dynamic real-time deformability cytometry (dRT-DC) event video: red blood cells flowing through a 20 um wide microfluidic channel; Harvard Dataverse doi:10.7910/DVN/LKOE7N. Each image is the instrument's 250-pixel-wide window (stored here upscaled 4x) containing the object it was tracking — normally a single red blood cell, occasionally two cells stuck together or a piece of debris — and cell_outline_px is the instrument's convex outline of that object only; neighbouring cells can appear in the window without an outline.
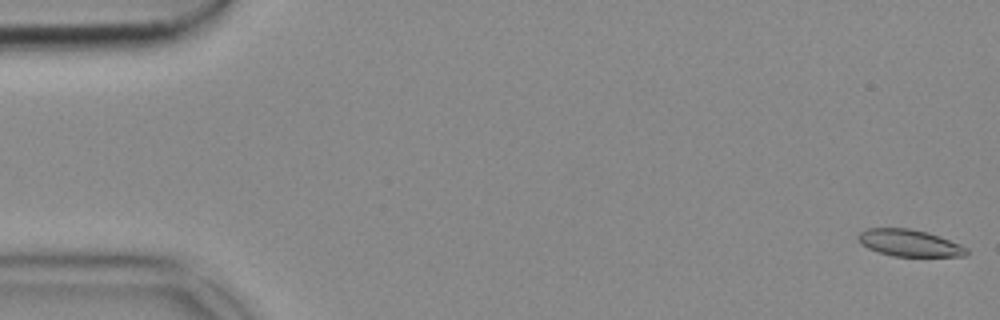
{"species": "common noctule bat (a hibernating species)", "species_latin": "Nyctalus noctula", "temperature_condition": "cold", "stored_images_in_passage": 53, "camera_frame_rate_fps": 3000, "um_per_image_px": 0.085, "animal": {"sex": "female", "body_mass_g": 18.4}, "frame": {"image": 1, "passage_image": 1, "time_ms": 0.0, "image_size_px": [1000, 320], "cell_outline_px": [[968, 256], [892, 256], [868, 248], [860, 244], [856, 236], [860, 232], [868, 228], [908, 228], [940, 236], [960, 244], [968, 248]], "centroid_in_image_um": [77.29, 20.65], "position_along_channel_um": 7.7, "area_um2": 16.94}}
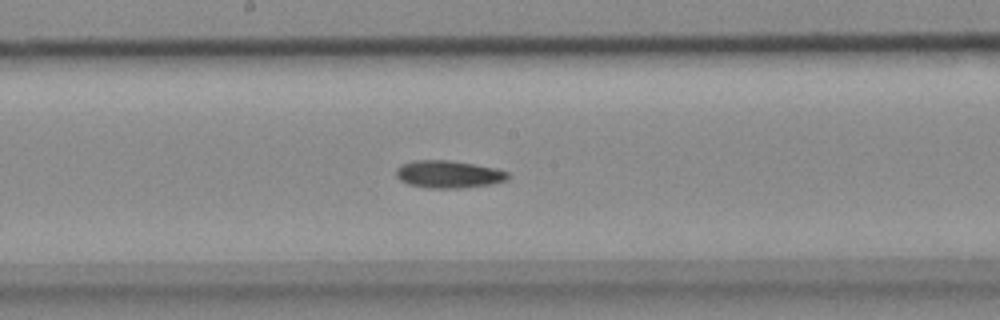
{"frame": {"image": 2, "passage_image": 28, "time_ms": 9.0, "image_size_px": [1000, 320], "cell_outline_px": [[508, 180], [492, 184], [464, 188], [428, 188], [408, 184], [400, 180], [396, 176], [396, 168], [400, 164], [412, 160], [452, 160], [496, 168], [508, 172]], "centroid_in_image_um": [38.11, 14.81], "position_along_channel_um": 210.1, "area_um2": 18.15}}
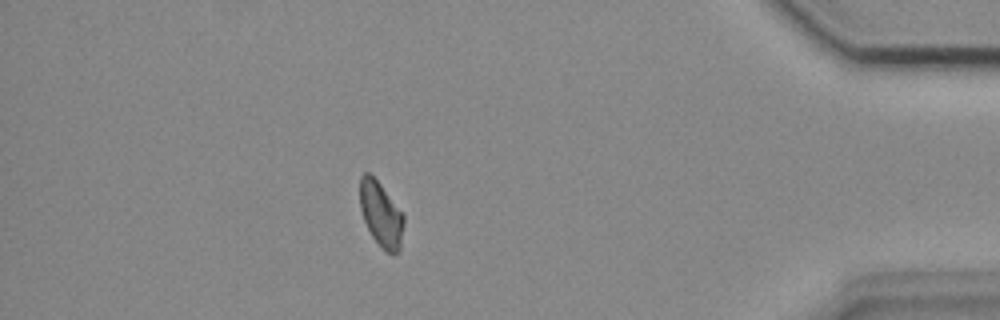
{"frame": {"image": 3, "passage_image": 47, "time_ms": 15.333, "image_size_px": [1000, 320], "cell_outline_px": [[404, 224], [400, 248], [396, 252], [388, 252], [372, 236], [364, 220], [360, 208], [360, 176], [364, 172], [368, 172], [380, 184], [404, 216]], "centroid_in_image_um": [32.37, 18.18], "position_along_channel_um": 402.8, "area_um2": 16.07}}